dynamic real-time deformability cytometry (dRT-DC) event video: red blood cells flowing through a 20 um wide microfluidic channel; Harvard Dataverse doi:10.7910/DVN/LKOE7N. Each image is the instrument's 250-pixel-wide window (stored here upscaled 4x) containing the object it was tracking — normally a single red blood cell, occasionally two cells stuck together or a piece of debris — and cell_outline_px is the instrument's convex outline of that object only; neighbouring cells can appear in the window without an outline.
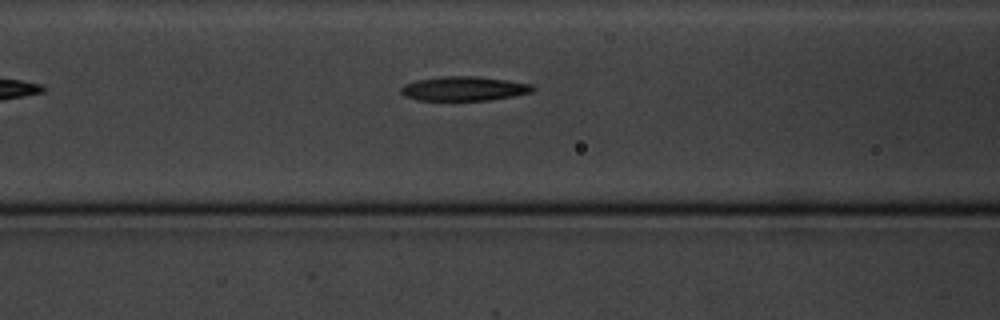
{"species": "common noctule bat (a hibernating species)", "species_latin": "Nyctalus noctula", "temperature_condition": "cold", "stored_images_in_passage": 6, "camera_frame_rate_fps": 3000, "um_per_image_px": 0.085, "animal": {"sex": "male", "body_mass_g": 20.1, "forearm_length_mm": 53.5}, "frame": {"image": 1, "passage_image": 6, "time_ms": 7.333, "image_size_px": [1000, 320], "cell_outline_px": [[536, 88], [532, 92], [512, 96], [488, 100], [416, 100], [404, 96], [400, 92], [400, 88], [404, 84], [416, 80], [440, 76], [476, 76], [532, 84]], "centroid_in_image_um": [39.39, 7.53], "position_along_channel_um": 127.2, "area_um2": 18.67}}